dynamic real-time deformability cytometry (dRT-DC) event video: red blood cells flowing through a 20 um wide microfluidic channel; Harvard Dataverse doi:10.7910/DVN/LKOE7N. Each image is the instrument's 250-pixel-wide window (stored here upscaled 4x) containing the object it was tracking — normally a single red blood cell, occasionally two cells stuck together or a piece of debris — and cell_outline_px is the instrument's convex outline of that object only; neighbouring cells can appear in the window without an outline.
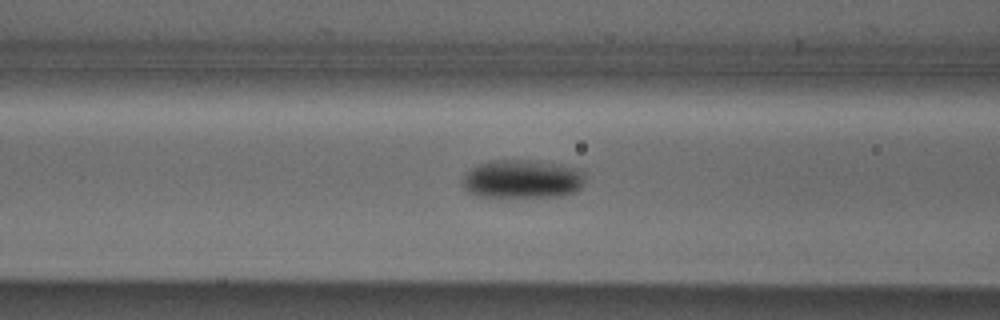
{"species": "Egyptian fruit bat (a non-hibernating species)", "species_latin": "Rousettus aegyptiacus", "temperature_condition": "cold", "stored_images_in_passage": 7, "camera_frame_rate_fps": 3000, "um_per_image_px": 0.085, "animal": {"sex": "male"}, "frame": {"image": 1, "passage_image": 5, "time_ms": 1.333, "image_size_px": [1000, 320], "cell_outline_px": [[584, 180], [580, 188], [572, 192], [560, 196], [476, 196], [468, 192], [464, 188], [460, 180], [464, 172], [476, 164], [488, 160], [528, 160], [560, 164], [580, 168], [584, 172]], "centroid_in_image_um": [44.33, 15.19], "position_along_channel_um": 122.3, "area_um2": 27.8}}